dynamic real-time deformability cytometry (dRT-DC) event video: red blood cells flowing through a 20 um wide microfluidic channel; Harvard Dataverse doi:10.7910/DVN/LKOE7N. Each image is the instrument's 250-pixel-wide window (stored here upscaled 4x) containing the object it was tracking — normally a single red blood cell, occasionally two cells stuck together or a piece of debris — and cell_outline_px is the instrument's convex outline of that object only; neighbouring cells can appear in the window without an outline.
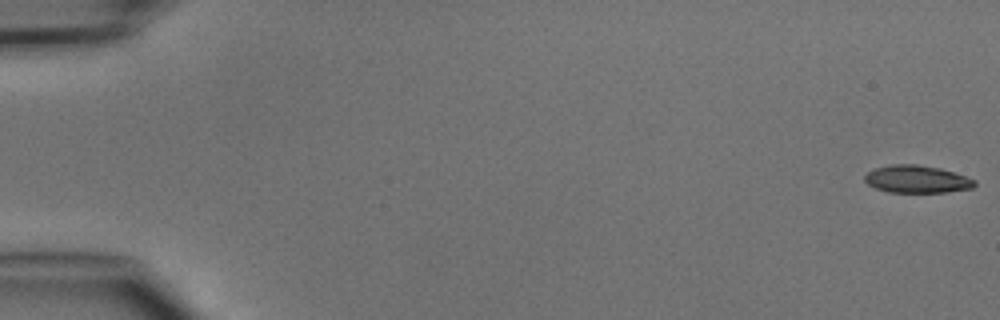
{"species": "common noctule bat (a hibernating species)", "species_latin": "Nyctalus noctula", "temperature_condition": "cold", "stored_images_in_passage": 48, "camera_frame_rate_fps": 3000, "um_per_image_px": 0.085, "animal": {"sex": "male", "body_mass_g": 15.6}, "frame": {"image": 1, "passage_image": 1, "time_ms": 0.0, "image_size_px": [1000, 320], "cell_outline_px": [[976, 184], [972, 188], [948, 192], [888, 192], [876, 188], [868, 184], [864, 180], [864, 176], [868, 172], [876, 168], [892, 164], [916, 164], [940, 168], [976, 180]], "centroid_in_image_um": [77.93, 15.23], "position_along_channel_um": 7.1, "area_um2": 17.51}}
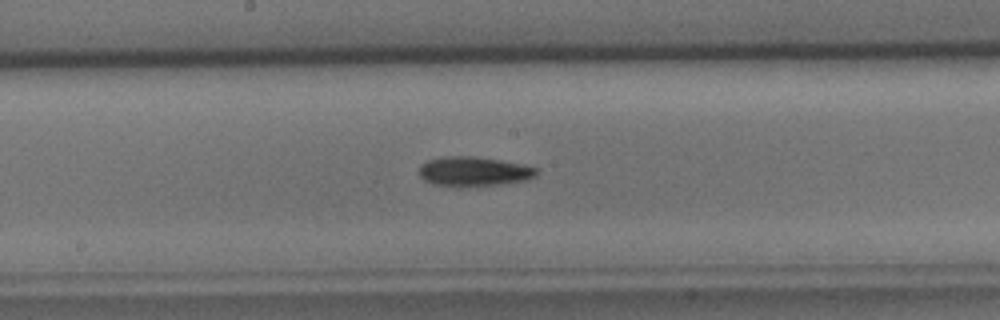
{"frame": {"image": 2, "passage_image": 26, "time_ms": 8.333, "image_size_px": [1000, 320], "cell_outline_px": [[536, 176], [528, 180], [500, 184], [460, 188], [432, 184], [424, 180], [420, 176], [420, 164], [428, 160], [444, 156], [472, 156], [500, 160], [520, 164], [536, 168]], "centroid_in_image_um": [40.23, 14.59], "position_along_channel_um": 208.0, "area_um2": 20.4}}
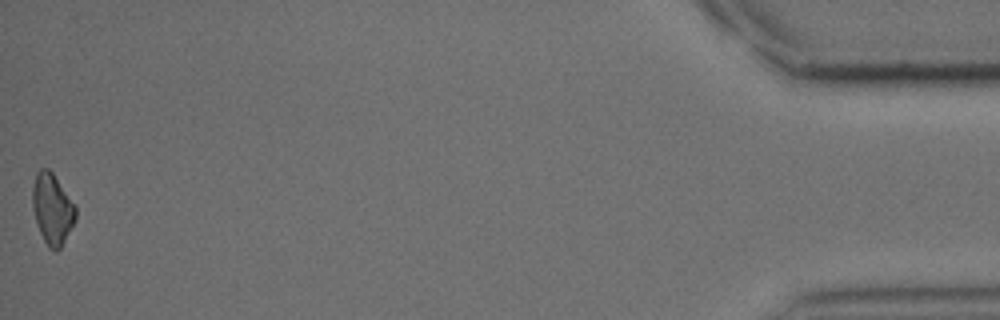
{"frame": {"image": 3, "passage_image": 48, "time_ms": 15.667, "image_size_px": [1000, 320], "cell_outline_px": [[76, 216], [60, 248], [48, 248], [40, 232], [36, 220], [32, 204], [32, 188], [36, 172], [40, 168], [48, 168], [52, 172], [76, 204]], "centroid_in_image_um": [4.44, 17.69], "position_along_channel_um": 430.8, "area_um2": 17.51}}